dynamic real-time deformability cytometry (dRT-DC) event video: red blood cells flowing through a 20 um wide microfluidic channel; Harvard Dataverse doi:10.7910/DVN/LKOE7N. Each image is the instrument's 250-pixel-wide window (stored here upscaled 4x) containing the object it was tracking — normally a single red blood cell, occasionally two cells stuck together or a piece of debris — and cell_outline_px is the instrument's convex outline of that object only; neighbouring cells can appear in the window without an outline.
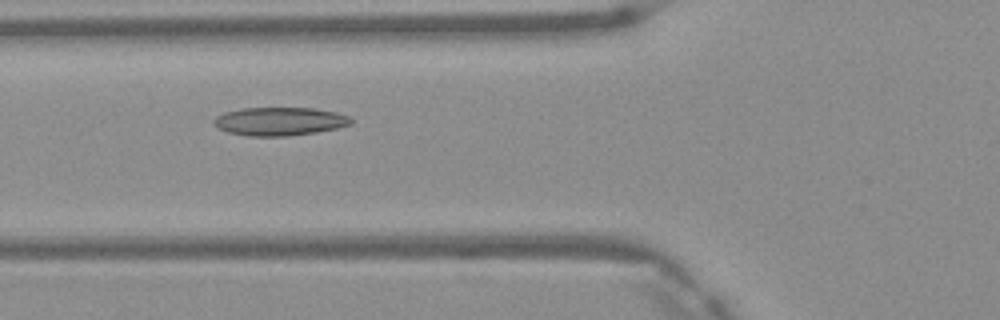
{"species": "Egyptian fruit bat (a non-hibernating species)", "species_latin": "Rousettus aegyptiacus", "temperature_condition": "warm", "stored_images_in_passage": 4, "camera_frame_rate_fps": 3000, "um_per_image_px": 0.085, "frame": {"image": 1, "passage_image": 2, "time_ms": 0.333, "image_size_px": [1000, 320], "cell_outline_px": [[352, 124], [336, 128], [316, 132], [288, 136], [248, 136], [228, 132], [216, 128], [212, 124], [212, 120], [216, 116], [224, 112], [240, 108], [316, 108], [336, 112], [348, 116], [352, 120]], "centroid_in_image_um": [23.72, 10.31], "position_along_channel_um": 102.1, "area_um2": 22.83}}
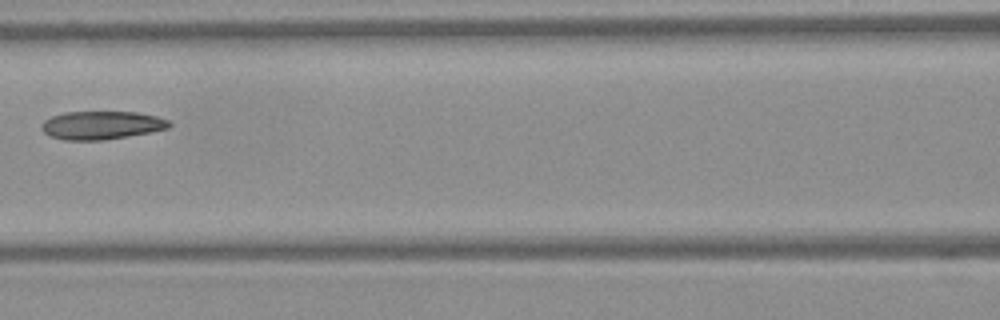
{"frame": {"image": 2, "passage_image": 3, "time_ms": 0.667, "image_size_px": [1000, 320], "cell_outline_px": [[172, 124], [168, 128], [148, 132], [104, 140], [64, 140], [48, 136], [40, 128], [40, 124], [44, 120], [52, 116], [64, 112], [136, 112], [156, 116], [168, 120]], "centroid_in_image_um": [8.57, 10.64], "position_along_channel_um": 158.0, "area_um2": 20.98}}
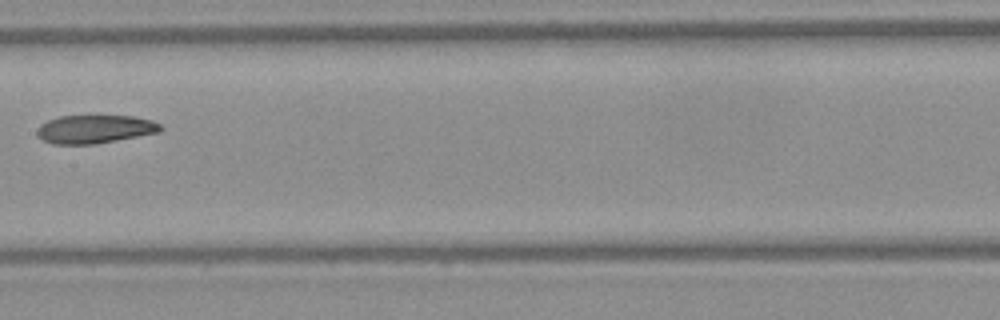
{"frame": {"image": 3, "passage_image": 4, "time_ms": 1.0, "image_size_px": [1000, 320], "cell_outline_px": [[164, 128], [160, 132], [96, 144], [52, 144], [44, 140], [36, 132], [36, 128], [40, 124], [48, 120], [60, 116], [136, 116], [152, 120], [160, 124]], "centroid_in_image_um": [8.08, 10.97], "position_along_channel_um": 199.3, "area_um2": 20.46}}